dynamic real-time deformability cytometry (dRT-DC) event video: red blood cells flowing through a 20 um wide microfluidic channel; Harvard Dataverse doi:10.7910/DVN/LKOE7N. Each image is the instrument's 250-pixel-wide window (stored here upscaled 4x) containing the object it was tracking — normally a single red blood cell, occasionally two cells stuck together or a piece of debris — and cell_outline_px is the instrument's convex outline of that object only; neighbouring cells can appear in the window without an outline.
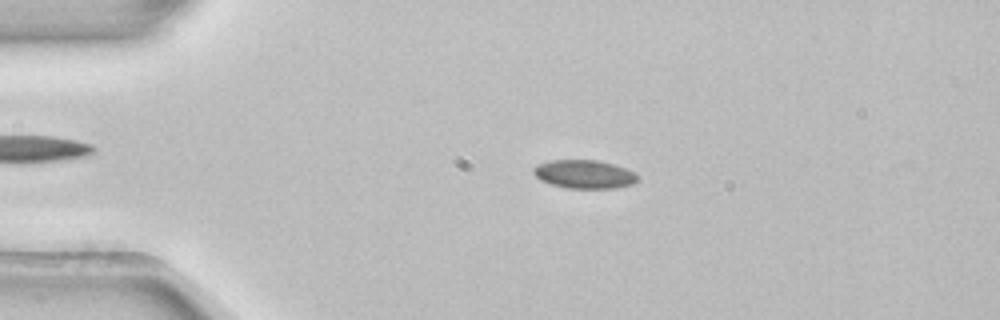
{"species": "common noctule bat (a hibernating species)", "species_latin": "Nyctalus noctula", "temperature_condition": "room temperature", "stored_images_in_passage": 4, "camera_frame_rate_fps": 3000, "um_per_image_px": 0.085, "animal": {"sex": "female", "body_mass_g": 22.7, "forearm_length_mm": 54.2}, "frame": {"image": 1, "passage_image": 3, "time_ms": 0.667, "image_size_px": [1000, 320], "cell_outline_px": [[636, 180], [632, 184], [616, 188], [568, 188], [552, 184], [540, 180], [532, 172], [532, 168], [536, 164], [552, 160], [600, 160], [636, 172]], "centroid_in_image_um": [49.63, 14.8], "position_along_channel_um": 35.4, "area_um2": 17.22}}